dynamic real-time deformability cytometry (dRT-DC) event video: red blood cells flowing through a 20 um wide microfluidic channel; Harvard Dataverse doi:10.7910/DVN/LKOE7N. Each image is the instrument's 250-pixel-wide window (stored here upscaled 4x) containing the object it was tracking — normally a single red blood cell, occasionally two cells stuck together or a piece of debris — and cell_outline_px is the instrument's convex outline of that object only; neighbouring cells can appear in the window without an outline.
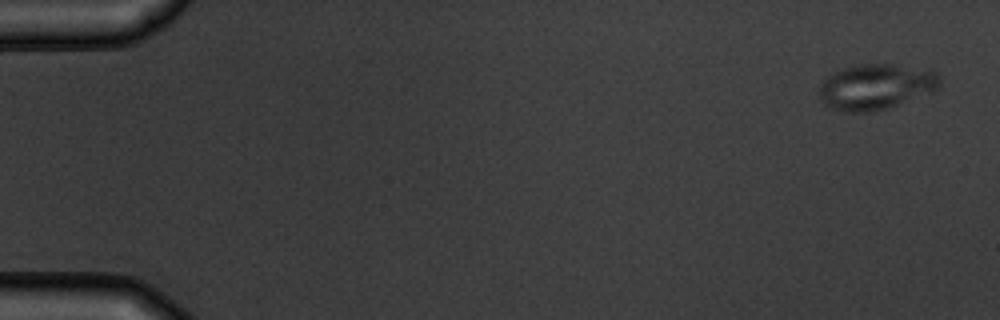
{"species": "common noctule bat (a hibernating species)", "species_latin": "Nyctalus noctula", "temperature_condition": "warm", "stored_images_in_passage": 4, "camera_frame_rate_fps": 3000, "um_per_image_px": 0.085, "animal": {"sex": "male", "body_mass_g": 19.5, "forearm_length_mm": 54.6}, "frame": {"image": 1, "passage_image": 1, "time_ms": 0.0, "image_size_px": [1000, 320], "cell_outline_px": [[940, 84], [936, 88], [896, 104], [884, 108], [868, 112], [844, 112], [828, 108], [820, 100], [820, 84], [832, 72], [844, 68], [860, 64], [892, 64], [932, 68], [940, 76]], "centroid_in_image_um": [74.41, 7.34], "position_along_channel_um": 10.6, "area_um2": 31.79}}